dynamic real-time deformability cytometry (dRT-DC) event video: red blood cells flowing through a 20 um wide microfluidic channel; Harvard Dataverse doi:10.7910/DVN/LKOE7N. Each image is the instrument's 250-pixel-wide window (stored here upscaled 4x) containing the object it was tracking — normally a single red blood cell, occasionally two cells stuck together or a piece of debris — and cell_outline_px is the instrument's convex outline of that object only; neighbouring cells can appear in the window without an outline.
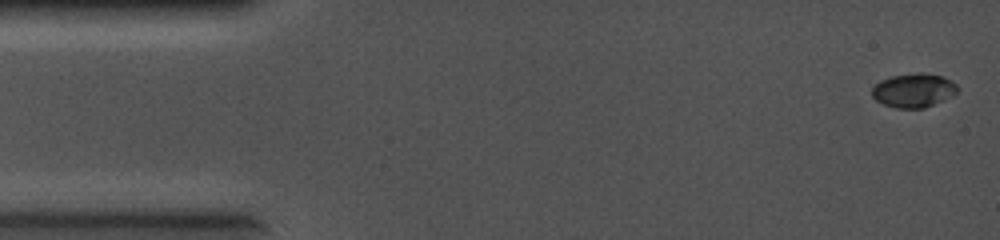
{"species": "common noctule bat (a hibernating species)", "species_latin": "Nyctalus noctula", "temperature_condition": "cold", "stored_images_in_passage": 32, "camera_frame_rate_fps": 5000, "um_per_image_px": 0.085, "animal": {"sex": "female", "body_mass_g": 19.0, "forearm_length_mm": 56.7}, "frame": {"image": 1, "passage_image": 1, "time_ms": 0.0, "image_size_px": [1000, 240], "cell_outline_px": [[956, 92], [952, 96], [924, 108], [896, 108], [884, 104], [876, 100], [872, 96], [872, 88], [880, 80], [892, 76], [920, 72], [940, 76], [956, 84]], "centroid_in_image_um": [77.62, 7.69], "position_along_channel_um": 7.4, "area_um2": 16.59}}
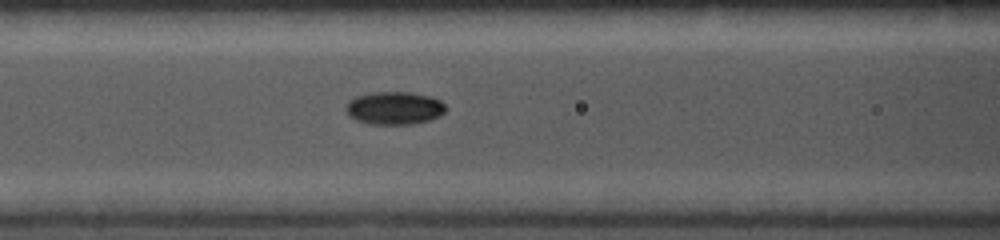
{"frame": {"image": 2, "passage_image": 20, "time_ms": 3.8, "image_size_px": [1000, 240], "cell_outline_px": [[448, 108], [440, 116], [428, 120], [412, 124], [368, 124], [356, 120], [348, 116], [344, 108], [348, 100], [356, 96], [368, 92], [408, 92], [432, 96], [440, 100]], "centroid_in_image_um": [33.49, 9.18], "position_along_channel_um": 133.1, "area_um2": 19.48}}
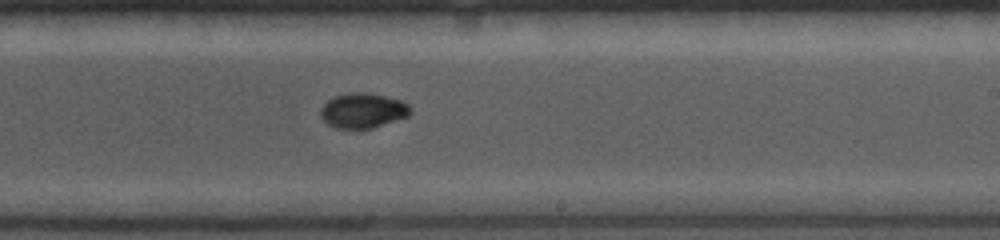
{"frame": {"image": 3, "passage_image": 32, "time_ms": 6.2, "image_size_px": [1000, 240], "cell_outline_px": [[412, 112], [408, 116], [372, 128], [336, 128], [328, 124], [324, 120], [320, 112], [324, 104], [328, 100], [336, 96], [348, 92], [368, 92], [400, 100], [408, 104]], "centroid_in_image_um": [30.86, 9.39], "position_along_channel_um": 258.1, "area_um2": 18.09}}